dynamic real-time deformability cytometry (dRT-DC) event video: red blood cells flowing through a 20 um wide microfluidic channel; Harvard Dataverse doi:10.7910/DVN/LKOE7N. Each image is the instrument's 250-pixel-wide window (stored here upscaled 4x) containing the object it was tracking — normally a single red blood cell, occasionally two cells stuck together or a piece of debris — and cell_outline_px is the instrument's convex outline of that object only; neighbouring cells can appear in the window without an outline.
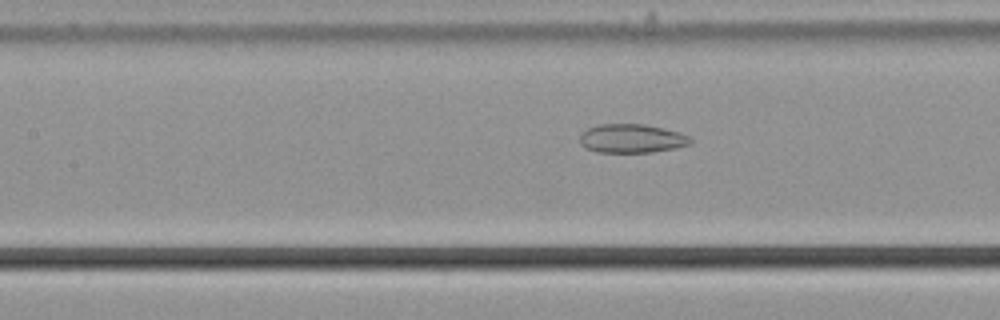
{"species": "common noctule bat (a hibernating species)", "species_latin": "Nyctalus noctula", "temperature_condition": "cold", "stored_images_in_passage": 55, "camera_frame_rate_fps": 3000, "um_per_image_px": 0.085, "animal": {"sex": "male", "body_mass_g": 21.5, "forearm_length_mm": 52.0}, "frame": {"image": 1, "passage_image": 25, "time_ms": 8.0, "image_size_px": [1000, 320], "cell_outline_px": [[692, 144], [676, 148], [652, 152], [596, 152], [584, 148], [580, 144], [580, 136], [588, 128], [600, 124], [644, 124], [664, 128], [680, 132], [688, 136], [692, 140]], "centroid_in_image_um": [53.71, 11.77], "position_along_channel_um": 153.7, "area_um2": 18.67}}
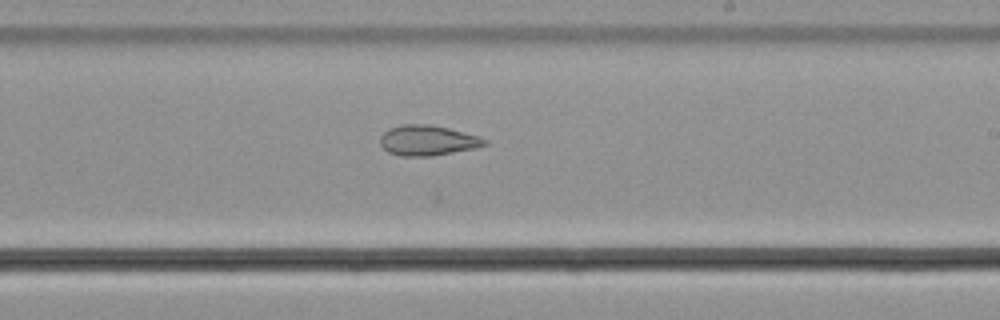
{"frame": {"image": 2, "passage_image": 33, "time_ms": 10.667, "image_size_px": [1000, 320], "cell_outline_px": [[488, 144], [476, 148], [432, 156], [400, 156], [388, 152], [380, 144], [380, 136], [388, 128], [400, 124], [428, 124], [448, 128], [480, 136], [488, 140]], "centroid_in_image_um": [36.35, 11.93], "position_along_channel_um": 252.7, "area_um2": 18.61}}
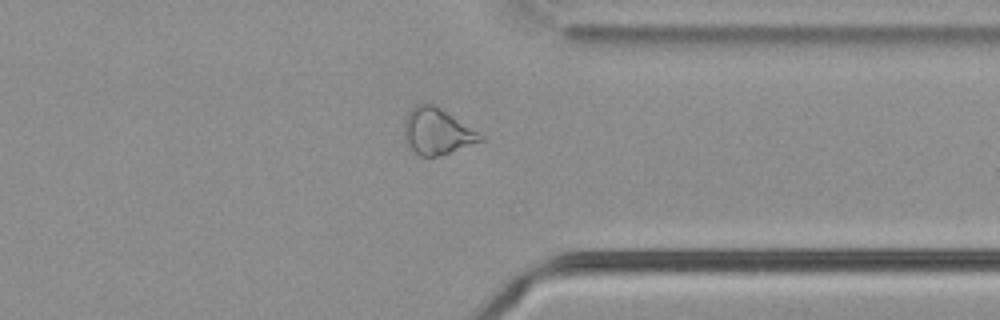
{"frame": {"image": 3, "passage_image": 43, "time_ms": 14.0, "image_size_px": [1000, 320], "cell_outline_px": [[484, 140], [436, 156], [420, 156], [404, 140], [404, 120], [408, 112], [416, 104], [436, 104], [484, 136]], "centroid_in_image_um": [37.12, 11.14], "position_along_channel_um": 374.3, "area_um2": 20.23}, "authors_computed_cell_mechanics": {"area_um2": 23.5246, "velocity_mm_per_s": 3.7276, "shape_relaxation_time_tau1_ms": null, "shape_relaxation_time_tau2_ms": 3.1305, "deformation_change_tau1": null, "deformation_change_tau2": 0.0929}}